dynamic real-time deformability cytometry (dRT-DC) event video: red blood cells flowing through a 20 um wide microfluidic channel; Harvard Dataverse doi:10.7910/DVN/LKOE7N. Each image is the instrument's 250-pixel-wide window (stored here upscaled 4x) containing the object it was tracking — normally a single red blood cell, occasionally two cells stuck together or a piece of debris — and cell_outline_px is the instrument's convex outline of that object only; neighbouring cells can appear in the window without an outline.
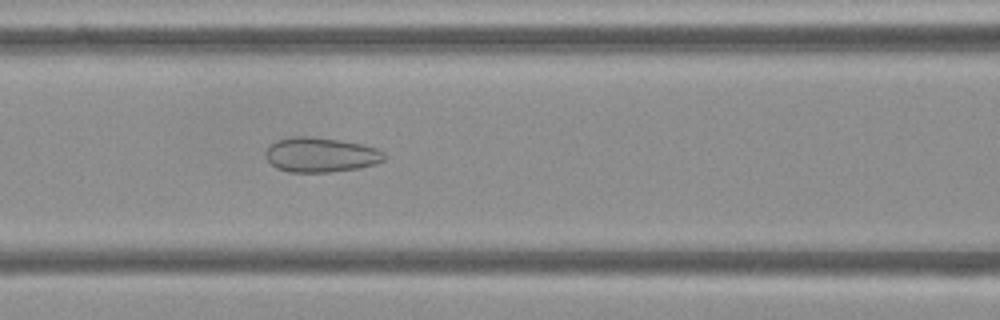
{"species": "Egyptian fruit bat (a non-hibernating species)", "species_latin": "Rousettus aegyptiacus", "temperature_condition": "cold", "stored_images_in_passage": 42, "camera_frame_rate_fps": 3000, "um_per_image_px": 0.085, "frame": {"image": 1, "passage_image": 10, "time_ms": 3.0, "image_size_px": [1000, 320], "cell_outline_px": [[384, 160], [376, 164], [360, 168], [332, 172], [288, 172], [276, 168], [264, 156], [264, 152], [268, 144], [276, 140], [292, 136], [308, 136], [340, 140], [360, 144], [376, 148], [384, 152]], "centroid_in_image_um": [27.21, 13.16], "position_along_channel_um": 139.4, "area_um2": 24.28}}
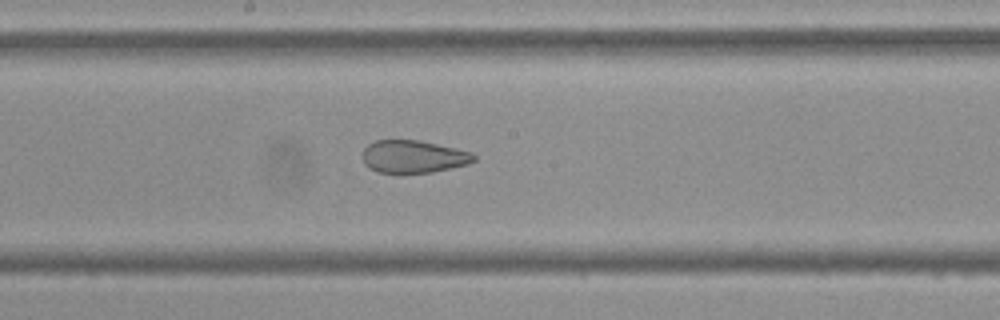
{"frame": {"image": 2, "passage_image": 16, "time_ms": 5.0, "image_size_px": [1000, 320], "cell_outline_px": [[476, 160], [468, 164], [432, 172], [376, 172], [368, 168], [364, 164], [364, 148], [368, 144], [376, 140], [416, 140], [436, 144], [472, 152], [476, 156]], "centroid_in_image_um": [35.14, 13.31], "position_along_channel_um": 213.1, "area_um2": 20.92}}
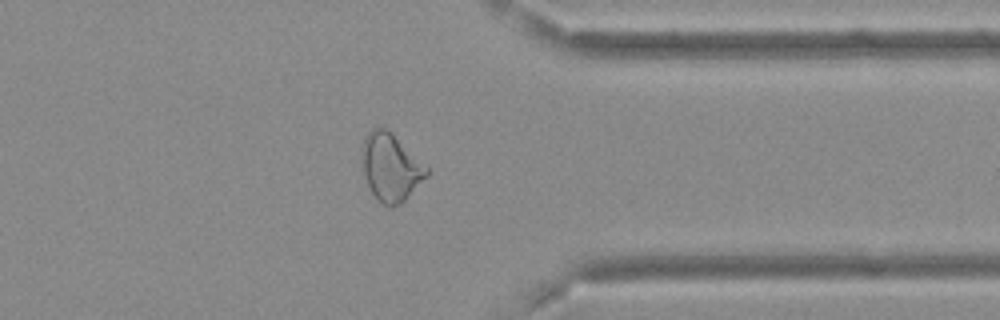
{"frame": {"image": 3, "passage_image": 30, "time_ms": 9.667, "image_size_px": [1000, 320], "cell_outline_px": [[428, 176], [400, 204], [392, 208], [388, 208], [372, 192], [368, 184], [364, 172], [360, 152], [364, 136], [372, 128], [384, 128], [428, 168]], "centroid_in_image_um": [33.18, 14.24], "position_along_channel_um": 378.2, "area_um2": 24.8}, "authors_computed_cell_mechanics": {"area_um2": 24.9985, "velocity_mm_per_s": 3.688, "shape_relaxation_time_tau1_ms": null, "shape_relaxation_time_tau2_ms": 2.1299, "deformation_change_tau1": null, "deformation_change_tau2": 0.0958}}